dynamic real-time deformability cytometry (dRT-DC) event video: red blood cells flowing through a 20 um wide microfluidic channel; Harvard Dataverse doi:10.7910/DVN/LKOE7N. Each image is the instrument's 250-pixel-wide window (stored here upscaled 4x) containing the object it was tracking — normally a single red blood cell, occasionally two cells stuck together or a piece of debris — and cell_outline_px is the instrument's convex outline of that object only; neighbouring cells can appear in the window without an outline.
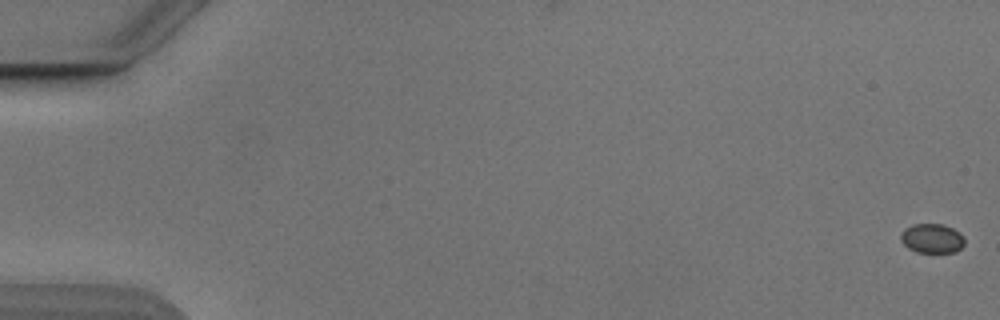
{"species": "Egyptian fruit bat (a non-hibernating species)", "species_latin": "Rousettus aegyptiacus", "temperature_condition": "cold", "stored_images_in_passage": 54, "camera_frame_rate_fps": 3000, "um_per_image_px": 0.085, "animal": {"sex": "male"}, "frame": {"image": 1, "passage_image": 1, "time_ms": 0.0, "image_size_px": [1000, 320], "cell_outline_px": [[964, 244], [956, 252], [916, 252], [908, 248], [900, 240], [900, 232], [904, 228], [912, 224], [944, 224], [960, 232], [964, 236]], "centroid_in_image_um": [79.2, 20.25], "position_along_channel_um": 5.8, "area_um2": 11.1}}
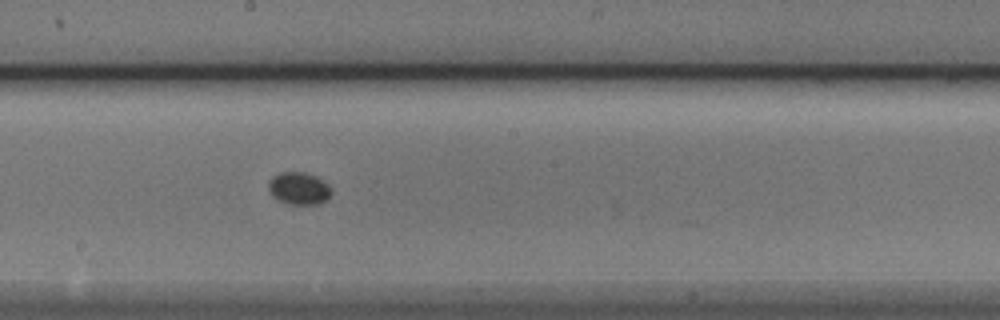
{"frame": {"image": 2, "passage_image": 31, "time_ms": 10.0, "image_size_px": [1000, 320], "cell_outline_px": [[332, 192], [328, 200], [320, 204], [288, 204], [272, 196], [268, 188], [268, 184], [272, 176], [280, 172], [304, 172], [316, 176], [328, 184], [332, 188]], "centroid_in_image_um": [25.43, 16.01], "position_along_channel_um": 222.8, "area_um2": 12.02}}
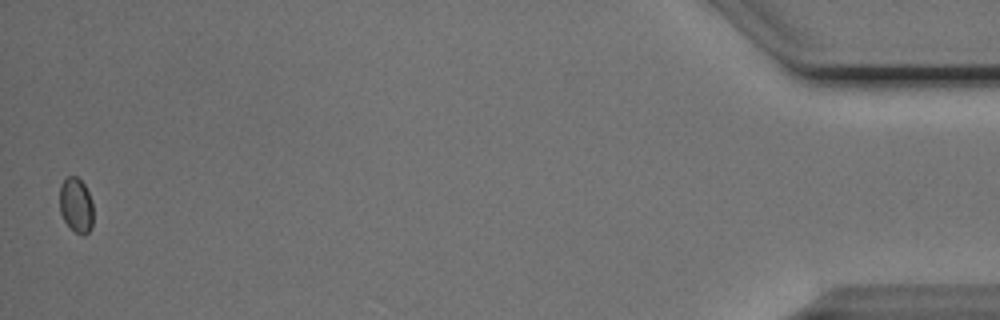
{"frame": {"image": 3, "passage_image": 54, "time_ms": 17.667, "image_size_px": [1000, 320], "cell_outline_px": [[92, 228], [84, 236], [76, 232], [64, 220], [60, 212], [60, 188], [64, 180], [68, 176], [76, 176], [84, 184], [88, 192], [92, 204]], "centroid_in_image_um": [6.47, 17.44], "position_along_channel_um": 428.7, "area_um2": 10.58}}